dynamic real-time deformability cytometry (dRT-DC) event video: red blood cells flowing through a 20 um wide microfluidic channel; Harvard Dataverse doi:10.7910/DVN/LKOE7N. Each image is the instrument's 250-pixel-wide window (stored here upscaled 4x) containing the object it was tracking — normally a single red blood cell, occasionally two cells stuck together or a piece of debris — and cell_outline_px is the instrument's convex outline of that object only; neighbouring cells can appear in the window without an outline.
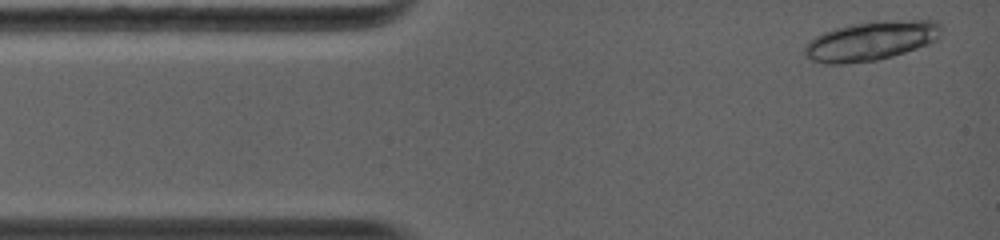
{"species": "common noctule bat (a hibernating species)", "species_latin": "Nyctalus noctula", "temperature_condition": "warm", "stored_images_in_passage": 3, "camera_frame_rate_fps": 5000, "um_per_image_px": 0.085, "animal": {"sex": "female", "body_mass_g": 19.0, "forearm_length_mm": 56.7}, "frame": {"image": 1, "passage_image": 1, "time_ms": 0.0, "image_size_px": [1000, 240], "cell_outline_px": [[940, 36], [936, 40], [928, 44], [892, 56], [876, 60], [848, 64], [824, 64], [812, 60], [804, 56], [804, 48], [808, 40], [824, 32], [836, 28], [852, 24], [872, 20], [936, 20], [940, 24]], "centroid_in_image_um": [74.01, 3.47], "position_along_channel_um": 11.0, "area_um2": 31.5}}